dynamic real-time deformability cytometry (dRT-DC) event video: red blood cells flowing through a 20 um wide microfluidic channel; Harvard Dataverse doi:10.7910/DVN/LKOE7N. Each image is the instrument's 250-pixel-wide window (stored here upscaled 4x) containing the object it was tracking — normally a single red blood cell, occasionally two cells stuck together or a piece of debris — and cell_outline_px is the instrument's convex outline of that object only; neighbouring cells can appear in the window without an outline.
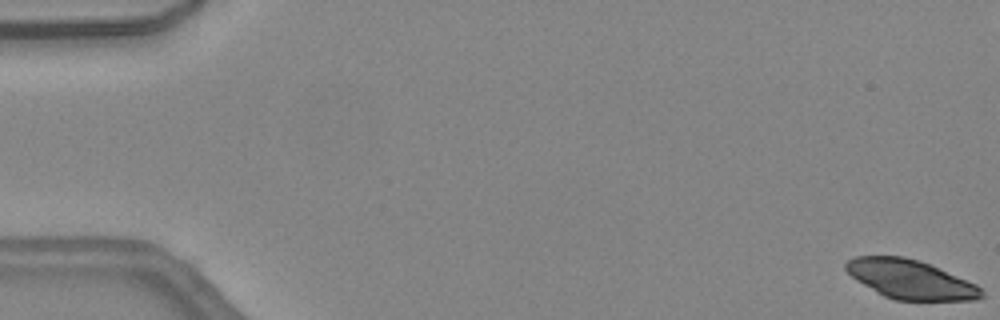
{"species": "common noctule bat (a hibernating species)", "species_latin": "Nyctalus noctula", "temperature_condition": "warm", "stored_images_in_passage": 47, "camera_frame_rate_fps": 3000, "um_per_image_px": 0.085, "animal": {"sex": "female", "body_mass_g": 24.6, "forearm_length_mm": 56.2}, "frame": {"image": 1, "passage_image": 1, "time_ms": 0.0, "image_size_px": [1000, 320], "cell_outline_px": [[984, 296], [976, 300], [896, 300], [884, 296], [876, 292], [856, 280], [844, 268], [844, 264], [848, 260], [856, 256], [904, 256], [920, 260], [976, 284], [984, 292]], "centroid_in_image_um": [77.37, 23.74], "position_along_channel_um": 7.6, "area_um2": 30.75}}
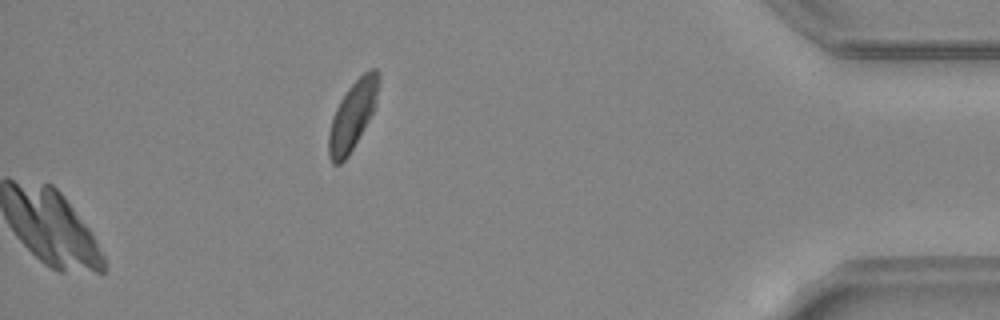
{"frame": {"image": 2, "passage_image": 47, "time_ms": 15.333, "image_size_px": [1000, 320], "cell_outline_px": [[380, 84], [376, 108], [348, 156], [340, 164], [332, 164], [328, 156], [328, 132], [332, 116], [340, 100], [348, 88], [368, 68], [376, 68], [380, 72]], "centroid_in_image_um": [30.0, 9.78], "position_along_channel_um": 405.2, "area_um2": 20.35}}